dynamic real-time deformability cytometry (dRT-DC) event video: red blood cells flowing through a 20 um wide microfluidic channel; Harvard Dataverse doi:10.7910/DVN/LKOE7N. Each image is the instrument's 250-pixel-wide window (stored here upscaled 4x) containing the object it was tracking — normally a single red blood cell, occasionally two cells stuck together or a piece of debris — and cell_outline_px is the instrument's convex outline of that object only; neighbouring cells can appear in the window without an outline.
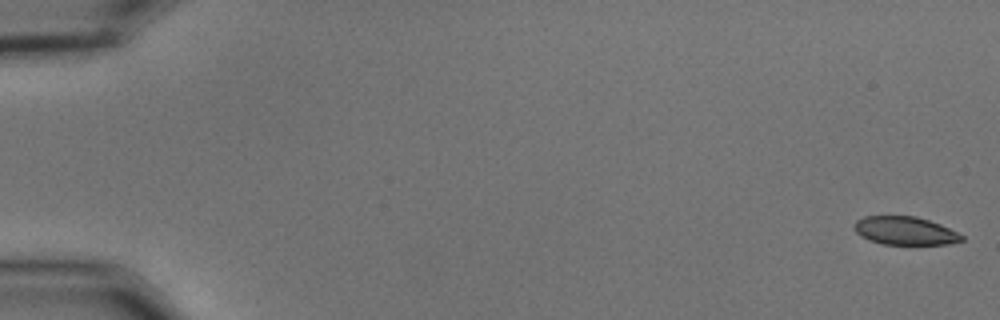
{"species": "common noctule bat (a hibernating species)", "species_latin": "Nyctalus noctula", "temperature_condition": "cold", "stored_images_in_passage": 56, "camera_frame_rate_fps": 3000, "um_per_image_px": 0.085, "animal": {"sex": "male", "body_mass_g": 15.6}, "frame": {"image": 1, "passage_image": 1, "time_ms": 0.0, "image_size_px": [1000, 320], "cell_outline_px": [[964, 240], [948, 244], [880, 244], [868, 240], [860, 236], [856, 232], [852, 224], [856, 220], [864, 216], [916, 216], [940, 224], [964, 236]], "centroid_in_image_um": [76.88, 19.61], "position_along_channel_um": 8.1, "area_um2": 17.74}}
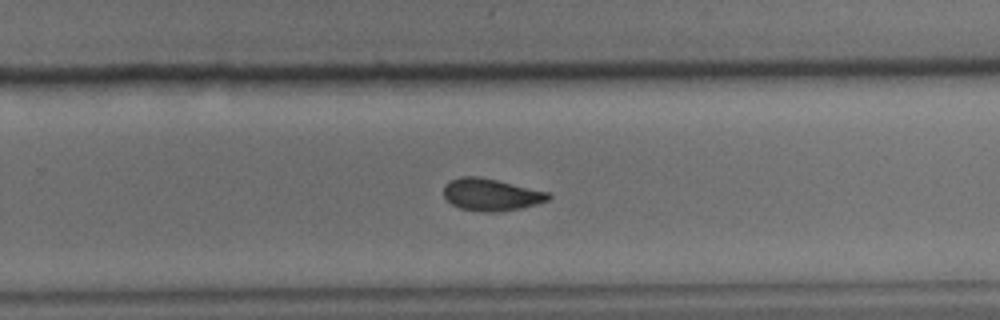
{"frame": {"image": 2, "passage_image": 37, "time_ms": 12.0, "image_size_px": [1000, 320], "cell_outline_px": [[552, 196], [548, 200], [536, 204], [520, 208], [496, 212], [480, 212], [460, 208], [452, 204], [444, 196], [444, 184], [448, 180], [460, 176], [476, 176], [496, 180], [548, 192]], "centroid_in_image_um": [41.7, 16.54], "position_along_channel_um": 288.1, "area_um2": 19.54}}
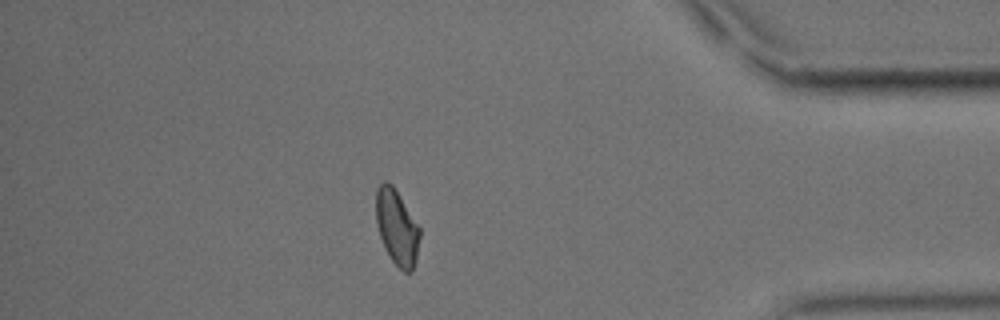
{"frame": {"image": 3, "passage_image": 49, "time_ms": 16.0, "image_size_px": [1000, 320], "cell_outline_px": [[420, 236], [416, 256], [412, 272], [404, 272], [392, 260], [380, 236], [376, 220], [376, 188], [384, 180], [392, 184], [420, 228]], "centroid_in_image_um": [33.73, 19.29], "position_along_channel_um": 401.5, "area_um2": 18.79}, "authors_computed_cell_mechanics": {"area_um2": 19.5942, "velocity_mm_per_s": 3.6404, "shape_relaxation_time_tau1_ms": 7.299, "shape_relaxation_time_tau2_ms": 2.201, "deformation_change_tau1": 0.1439, "deformation_change_tau2": 0.0685}}